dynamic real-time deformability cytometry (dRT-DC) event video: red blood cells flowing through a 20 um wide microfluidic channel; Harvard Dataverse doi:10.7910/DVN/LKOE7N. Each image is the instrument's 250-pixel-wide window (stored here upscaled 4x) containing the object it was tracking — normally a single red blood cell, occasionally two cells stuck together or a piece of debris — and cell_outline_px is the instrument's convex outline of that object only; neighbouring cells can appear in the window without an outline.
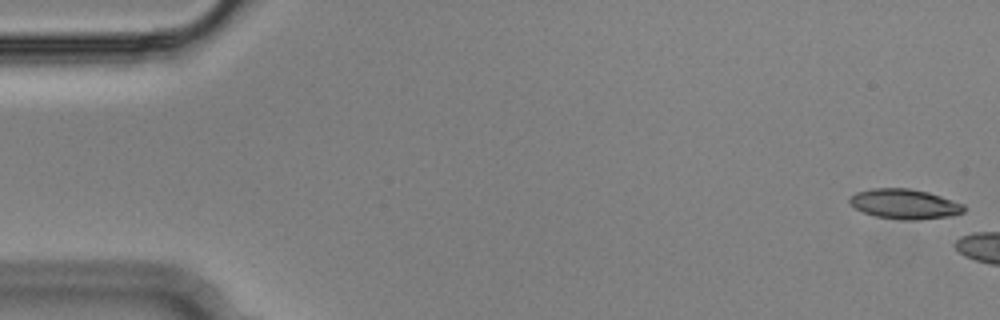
{"species": "Egyptian fruit bat (a non-hibernating species)", "species_latin": "Rousettus aegyptiacus", "temperature_condition": "cold", "stored_images_in_passage": 6, "camera_frame_rate_fps": 3000, "um_per_image_px": 0.085, "animal": {"sex": "male"}, "frame": {"image": 1, "passage_image": 1, "time_ms": 0.0, "image_size_px": [1000, 320], "cell_outline_px": [[964, 212], [952, 216], [916, 220], [900, 220], [876, 216], [864, 212], [856, 208], [848, 200], [856, 192], [872, 188], [908, 188], [928, 192], [964, 204]], "centroid_in_image_um": [76.91, 17.34], "position_along_channel_um": 8.1, "area_um2": 19.83}}